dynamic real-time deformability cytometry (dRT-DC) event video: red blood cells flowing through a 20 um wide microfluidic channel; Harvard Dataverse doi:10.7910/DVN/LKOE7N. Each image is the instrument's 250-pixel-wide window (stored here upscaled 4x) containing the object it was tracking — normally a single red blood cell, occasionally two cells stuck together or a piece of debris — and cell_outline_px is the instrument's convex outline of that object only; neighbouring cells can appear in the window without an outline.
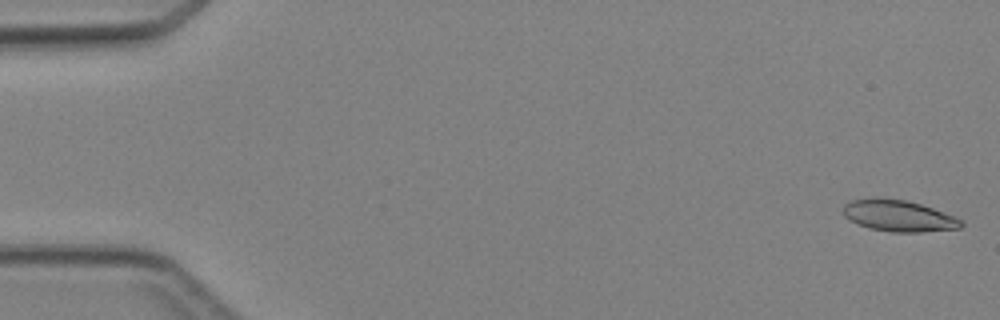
{"species": "Egyptian fruit bat (a non-hibernating species)", "species_latin": "Rousettus aegyptiacus", "temperature_condition": "cold", "stored_images_in_passage": 4, "camera_frame_rate_fps": 3000, "um_per_image_px": 0.085, "animal": {"sex": "female"}, "frame": {"image": 1, "passage_image": 1, "time_ms": 0.0, "image_size_px": [1000, 320], "cell_outline_px": [[964, 224], [960, 228], [920, 232], [892, 232], [868, 228], [844, 216], [844, 204], [852, 200], [876, 196], [880, 196], [908, 200], [956, 216], [964, 220]], "centroid_in_image_um": [76.41, 18.32], "position_along_channel_um": 8.6, "area_um2": 21.85}}
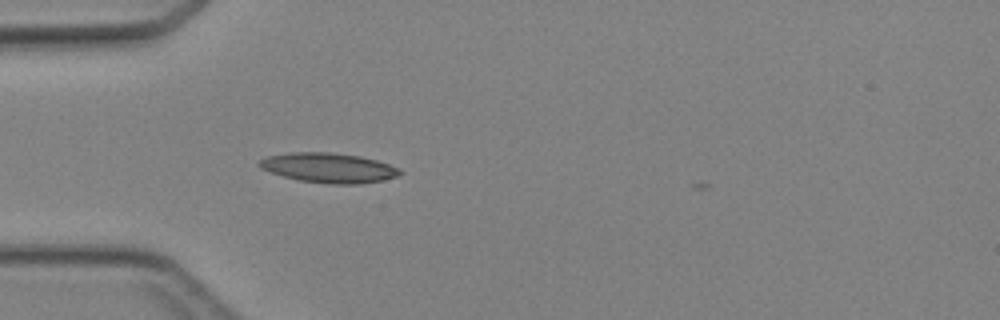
{"frame": {"image": 2, "passage_image": 4, "time_ms": 4.333, "image_size_px": [1000, 320], "cell_outline_px": [[404, 172], [396, 176], [384, 180], [360, 184], [332, 184], [300, 180], [284, 176], [260, 168], [256, 164], [260, 160], [268, 156], [292, 152], [328, 152], [360, 156], [376, 160], [400, 168]], "centroid_in_image_um": [27.96, 14.26], "position_along_channel_um": 57.0, "area_um2": 24.28}}